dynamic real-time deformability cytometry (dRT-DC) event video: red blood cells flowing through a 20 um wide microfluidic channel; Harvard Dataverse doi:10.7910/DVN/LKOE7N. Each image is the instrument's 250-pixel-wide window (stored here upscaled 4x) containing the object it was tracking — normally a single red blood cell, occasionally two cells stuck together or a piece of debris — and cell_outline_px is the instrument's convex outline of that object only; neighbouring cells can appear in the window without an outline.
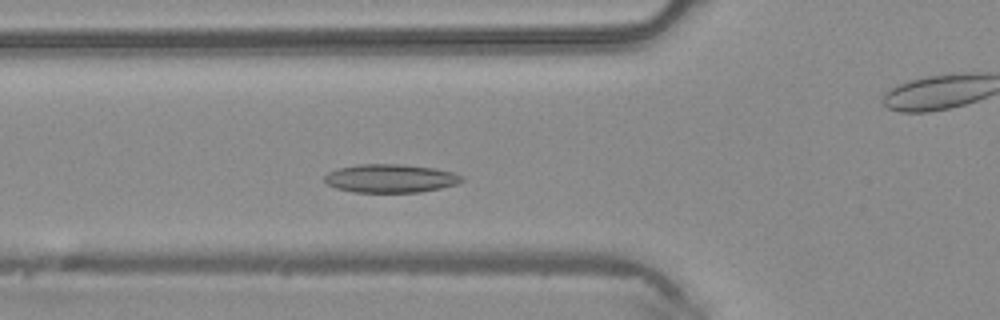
{"species": "common noctule bat (a hibernating species)", "species_latin": "Nyctalus noctula", "temperature_condition": "warm", "stored_images_in_passage": 43, "camera_frame_rate_fps": 3000, "um_per_image_px": 0.085, "animal": {"sex": "male", "body_mass_g": 20.4}, "frame": {"image": 1, "passage_image": 12, "time_ms": 3.667, "image_size_px": [1000, 320], "cell_outline_px": [[464, 180], [456, 184], [440, 188], [420, 192], [352, 192], [336, 188], [328, 184], [324, 180], [324, 176], [328, 172], [336, 168], [360, 164], [400, 164], [432, 168], [452, 172], [464, 176]], "centroid_in_image_um": [33.17, 15.16], "position_along_channel_um": 92.6, "area_um2": 22.72}}
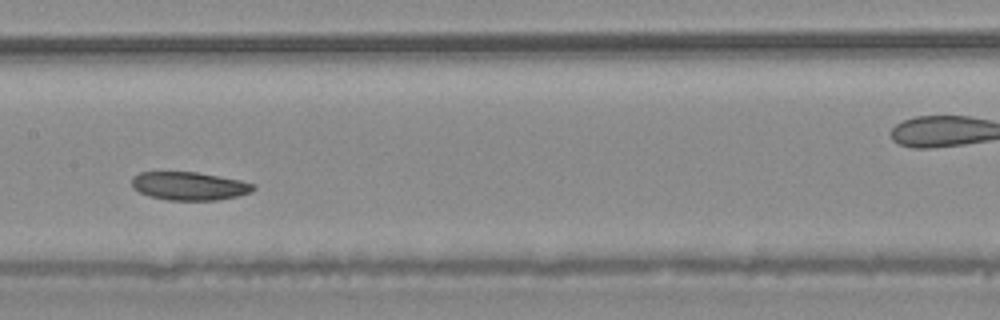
{"frame": {"image": 2, "passage_image": 19, "time_ms": 6.0, "image_size_px": [1000, 320], "cell_outline_px": [[256, 188], [252, 192], [236, 196], [216, 200], [168, 200], [148, 196], [132, 188], [132, 176], [140, 172], [196, 172], [240, 180], [256, 184]], "centroid_in_image_um": [16.08, 15.81], "position_along_channel_um": 191.3, "area_um2": 20.06}}
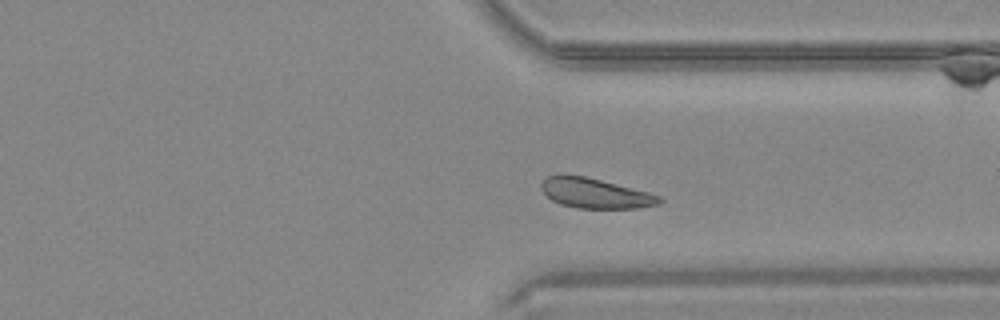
{"frame": {"image": 3, "passage_image": 31, "time_ms": 10.0, "image_size_px": [1000, 320], "cell_outline_px": [[664, 200], [660, 204], [636, 208], [580, 208], [560, 204], [552, 200], [540, 188], [540, 184], [548, 176], [556, 172], [564, 172], [584, 176], [648, 192], [660, 196]], "centroid_in_image_um": [50.54, 16.4], "position_along_channel_um": 360.9, "area_um2": 20.81}}